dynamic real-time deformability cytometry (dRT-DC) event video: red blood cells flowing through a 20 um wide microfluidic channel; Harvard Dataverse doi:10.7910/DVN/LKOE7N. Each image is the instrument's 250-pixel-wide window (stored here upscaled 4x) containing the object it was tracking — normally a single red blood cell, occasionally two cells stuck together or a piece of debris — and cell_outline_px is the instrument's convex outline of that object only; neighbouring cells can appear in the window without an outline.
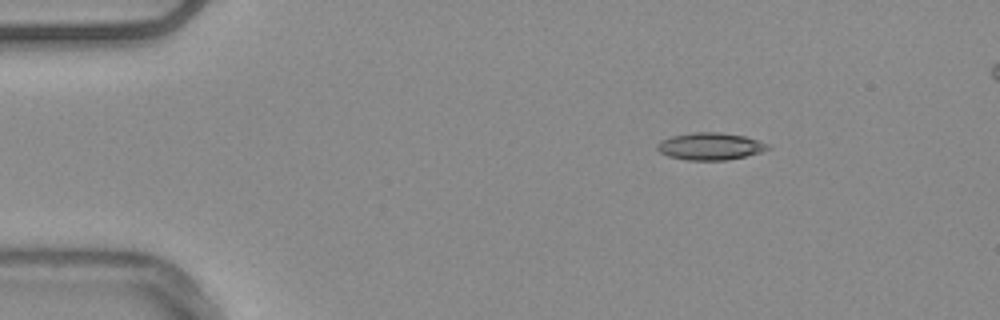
{"species": "common noctule bat (a hibernating species)", "species_latin": "Nyctalus noctula", "temperature_condition": "warm", "stored_images_in_passage": 47, "camera_frame_rate_fps": 3000, "um_per_image_px": 0.085, "animal": {"sex": "male", "body_mass_g": 20.4}, "frame": {"image": 1, "passage_image": 1, "time_ms": 0.0, "image_size_px": [1000, 320], "cell_outline_px": [[772, 148], [760, 152], [728, 160], [688, 160], [668, 156], [660, 152], [656, 148], [656, 144], [660, 140], [672, 136], [696, 132], [720, 132], [744, 136], [768, 144]], "centroid_in_image_um": [60.34, 12.43], "position_along_channel_um": 24.7, "area_um2": 17.46}}
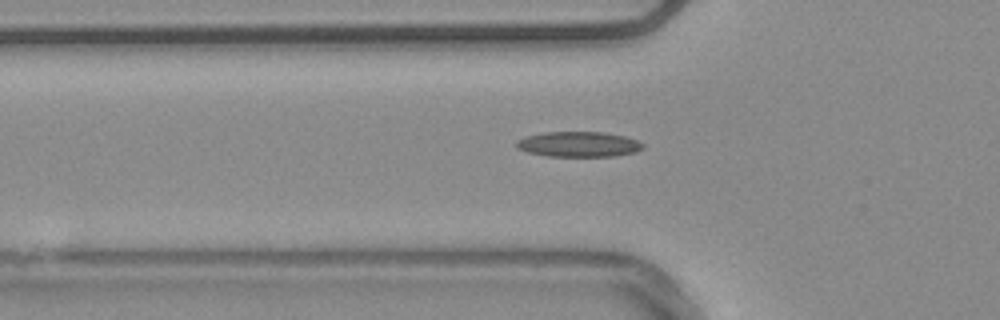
{"frame": {"image": 2, "passage_image": 11, "time_ms": 3.333, "image_size_px": [1000, 320], "cell_outline_px": [[644, 148], [636, 152], [616, 156], [548, 156], [528, 152], [516, 148], [516, 140], [524, 136], [544, 132], [604, 132], [624, 136], [636, 140], [644, 144]], "centroid_in_image_um": [49.17, 12.26], "position_along_channel_um": 76.6, "area_um2": 18.73}}
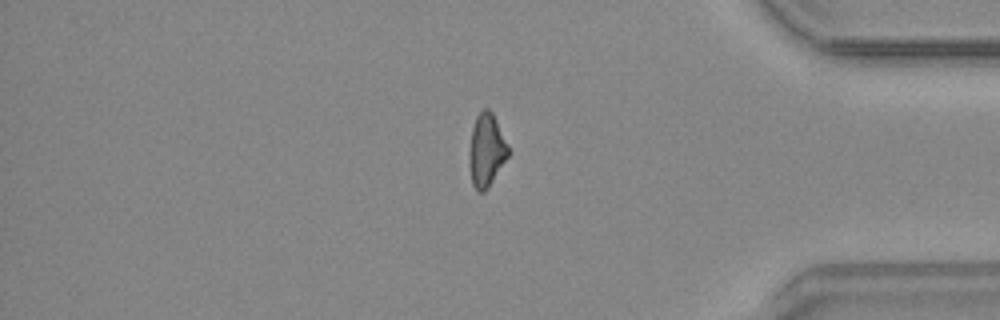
{"frame": {"image": 3, "passage_image": 38, "time_ms": 12.333, "image_size_px": [1000, 320], "cell_outline_px": [[508, 156], [484, 192], [476, 192], [472, 184], [468, 164], [468, 152], [472, 128], [476, 116], [484, 108], [488, 108], [492, 112], [508, 144]], "centroid_in_image_um": [41.3, 12.77], "position_along_channel_um": 393.9, "area_um2": 16.59}}